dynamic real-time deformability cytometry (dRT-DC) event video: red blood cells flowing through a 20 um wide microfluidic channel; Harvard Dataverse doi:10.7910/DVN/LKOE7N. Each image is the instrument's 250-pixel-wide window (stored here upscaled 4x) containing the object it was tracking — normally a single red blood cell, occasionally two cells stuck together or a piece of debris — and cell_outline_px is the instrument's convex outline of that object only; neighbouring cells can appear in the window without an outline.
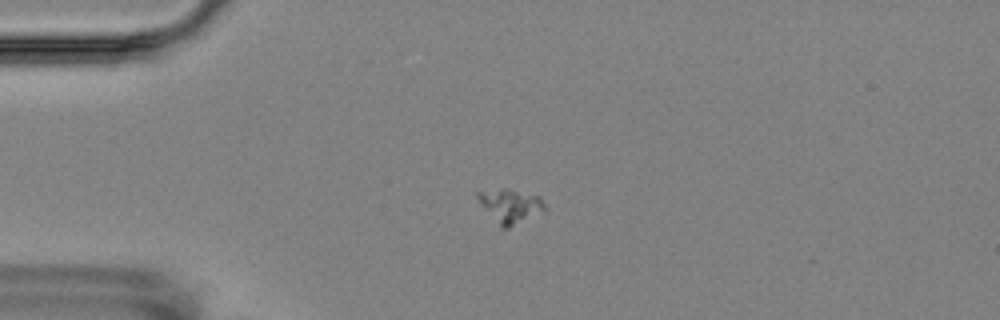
{"species": "Egyptian fruit bat (a non-hibernating species)", "species_latin": "Rousettus aegyptiacus", "temperature_condition": "room temperature", "stored_images_in_passage": 5, "camera_frame_rate_fps": 3000, "um_per_image_px": 0.085, "animal": {"sex": "female"}, "frame": {"image": 1, "passage_image": 4, "time_ms": 3.333, "image_size_px": [1000, 320], "cell_outline_px": [[548, 208], [544, 212], [508, 228], [500, 228], [476, 200], [476, 192], [500, 188], [504, 188], [540, 196]], "centroid_in_image_um": [43.37, 17.51], "position_along_channel_um": 41.6, "area_um2": 13.58}}